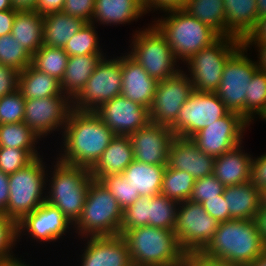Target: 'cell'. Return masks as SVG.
<instances>
[{"instance_id":"obj_1","label":"cell","mask_w":266,"mask_h":266,"mask_svg":"<svg viewBox=\"0 0 266 266\" xmlns=\"http://www.w3.org/2000/svg\"><path fill=\"white\" fill-rule=\"evenodd\" d=\"M60 161L91 169L115 137L94 111L72 110L61 134Z\"/></svg>"},{"instance_id":"obj_2","label":"cell","mask_w":266,"mask_h":266,"mask_svg":"<svg viewBox=\"0 0 266 266\" xmlns=\"http://www.w3.org/2000/svg\"><path fill=\"white\" fill-rule=\"evenodd\" d=\"M265 249L255 220L232 219L218 223L213 238L201 253L238 266H247Z\"/></svg>"},{"instance_id":"obj_3","label":"cell","mask_w":266,"mask_h":266,"mask_svg":"<svg viewBox=\"0 0 266 266\" xmlns=\"http://www.w3.org/2000/svg\"><path fill=\"white\" fill-rule=\"evenodd\" d=\"M54 158L55 161L47 171L45 201L59 208L75 225L82 214L93 178L89 169L64 163L55 156Z\"/></svg>"},{"instance_id":"obj_4","label":"cell","mask_w":266,"mask_h":266,"mask_svg":"<svg viewBox=\"0 0 266 266\" xmlns=\"http://www.w3.org/2000/svg\"><path fill=\"white\" fill-rule=\"evenodd\" d=\"M133 266H184L186 253L175 232L151 226L120 230Z\"/></svg>"},{"instance_id":"obj_5","label":"cell","mask_w":266,"mask_h":266,"mask_svg":"<svg viewBox=\"0 0 266 266\" xmlns=\"http://www.w3.org/2000/svg\"><path fill=\"white\" fill-rule=\"evenodd\" d=\"M162 13L150 22L165 36L182 66L198 51L211 46L220 38L213 29L183 9Z\"/></svg>"},{"instance_id":"obj_6","label":"cell","mask_w":266,"mask_h":266,"mask_svg":"<svg viewBox=\"0 0 266 266\" xmlns=\"http://www.w3.org/2000/svg\"><path fill=\"white\" fill-rule=\"evenodd\" d=\"M123 210L116 198L96 179H92L82 214L74 225L76 239L120 235Z\"/></svg>"},{"instance_id":"obj_7","label":"cell","mask_w":266,"mask_h":266,"mask_svg":"<svg viewBox=\"0 0 266 266\" xmlns=\"http://www.w3.org/2000/svg\"><path fill=\"white\" fill-rule=\"evenodd\" d=\"M133 30L128 40L130 45L126 52L139 63L144 70L158 81L175 76L183 68L168 45L167 39L151 22L143 28Z\"/></svg>"},{"instance_id":"obj_8","label":"cell","mask_w":266,"mask_h":266,"mask_svg":"<svg viewBox=\"0 0 266 266\" xmlns=\"http://www.w3.org/2000/svg\"><path fill=\"white\" fill-rule=\"evenodd\" d=\"M44 160L46 159L42 154L9 175V201L3 213L15 223L45 202L47 171L50 164Z\"/></svg>"},{"instance_id":"obj_9","label":"cell","mask_w":266,"mask_h":266,"mask_svg":"<svg viewBox=\"0 0 266 266\" xmlns=\"http://www.w3.org/2000/svg\"><path fill=\"white\" fill-rule=\"evenodd\" d=\"M242 46L233 37H220L211 46L201 49L183 65L194 91L215 92L221 82L226 61ZM188 71V72H187Z\"/></svg>"},{"instance_id":"obj_10","label":"cell","mask_w":266,"mask_h":266,"mask_svg":"<svg viewBox=\"0 0 266 266\" xmlns=\"http://www.w3.org/2000/svg\"><path fill=\"white\" fill-rule=\"evenodd\" d=\"M243 45L226 61L221 82L215 93L230 112L246 119V92L254 73L259 69ZM249 54V56H248Z\"/></svg>"},{"instance_id":"obj_11","label":"cell","mask_w":266,"mask_h":266,"mask_svg":"<svg viewBox=\"0 0 266 266\" xmlns=\"http://www.w3.org/2000/svg\"><path fill=\"white\" fill-rule=\"evenodd\" d=\"M116 57L107 54L101 58L83 90L73 100L74 110L95 112L103 103L121 95V55Z\"/></svg>"},{"instance_id":"obj_12","label":"cell","mask_w":266,"mask_h":266,"mask_svg":"<svg viewBox=\"0 0 266 266\" xmlns=\"http://www.w3.org/2000/svg\"><path fill=\"white\" fill-rule=\"evenodd\" d=\"M229 112L215 92L193 91L180 109L177 120L169 128L175 137L190 139Z\"/></svg>"},{"instance_id":"obj_13","label":"cell","mask_w":266,"mask_h":266,"mask_svg":"<svg viewBox=\"0 0 266 266\" xmlns=\"http://www.w3.org/2000/svg\"><path fill=\"white\" fill-rule=\"evenodd\" d=\"M218 223L201 203L188 200L179 202L174 232L186 254L201 252L213 238Z\"/></svg>"},{"instance_id":"obj_14","label":"cell","mask_w":266,"mask_h":266,"mask_svg":"<svg viewBox=\"0 0 266 266\" xmlns=\"http://www.w3.org/2000/svg\"><path fill=\"white\" fill-rule=\"evenodd\" d=\"M16 229L17 243H20L22 236L26 235V239L31 238L34 244L36 242L45 246L48 243L51 245V242L57 243L59 240H63L67 234L71 233L70 235L73 236L72 233H74L72 231L74 225L62 211L46 201L17 222Z\"/></svg>"},{"instance_id":"obj_15","label":"cell","mask_w":266,"mask_h":266,"mask_svg":"<svg viewBox=\"0 0 266 266\" xmlns=\"http://www.w3.org/2000/svg\"><path fill=\"white\" fill-rule=\"evenodd\" d=\"M73 110V101L63 93L59 96L25 100L23 122L42 140L59 131L64 126ZM55 131V132H54Z\"/></svg>"},{"instance_id":"obj_16","label":"cell","mask_w":266,"mask_h":266,"mask_svg":"<svg viewBox=\"0 0 266 266\" xmlns=\"http://www.w3.org/2000/svg\"><path fill=\"white\" fill-rule=\"evenodd\" d=\"M250 125L240 114L229 112L190 139L202 152L217 157L243 143Z\"/></svg>"},{"instance_id":"obj_17","label":"cell","mask_w":266,"mask_h":266,"mask_svg":"<svg viewBox=\"0 0 266 266\" xmlns=\"http://www.w3.org/2000/svg\"><path fill=\"white\" fill-rule=\"evenodd\" d=\"M184 70L158 82L149 108L151 122L170 127L177 120L180 109L194 91Z\"/></svg>"},{"instance_id":"obj_18","label":"cell","mask_w":266,"mask_h":266,"mask_svg":"<svg viewBox=\"0 0 266 266\" xmlns=\"http://www.w3.org/2000/svg\"><path fill=\"white\" fill-rule=\"evenodd\" d=\"M95 113L115 136H130L151 122L148 108L123 95L103 103Z\"/></svg>"},{"instance_id":"obj_19","label":"cell","mask_w":266,"mask_h":266,"mask_svg":"<svg viewBox=\"0 0 266 266\" xmlns=\"http://www.w3.org/2000/svg\"><path fill=\"white\" fill-rule=\"evenodd\" d=\"M134 160L152 164L167 165V157L174 132L168 127L149 122L130 136Z\"/></svg>"},{"instance_id":"obj_20","label":"cell","mask_w":266,"mask_h":266,"mask_svg":"<svg viewBox=\"0 0 266 266\" xmlns=\"http://www.w3.org/2000/svg\"><path fill=\"white\" fill-rule=\"evenodd\" d=\"M77 266H133L126 241L121 235L86 237ZM83 240V242H82ZM81 262V263H80Z\"/></svg>"},{"instance_id":"obj_21","label":"cell","mask_w":266,"mask_h":266,"mask_svg":"<svg viewBox=\"0 0 266 266\" xmlns=\"http://www.w3.org/2000/svg\"><path fill=\"white\" fill-rule=\"evenodd\" d=\"M215 157L202 152L191 139L175 137L169 148L168 168L185 171L195 180L213 174Z\"/></svg>"},{"instance_id":"obj_22","label":"cell","mask_w":266,"mask_h":266,"mask_svg":"<svg viewBox=\"0 0 266 266\" xmlns=\"http://www.w3.org/2000/svg\"><path fill=\"white\" fill-rule=\"evenodd\" d=\"M121 54V95L149 109L159 81L151 77L126 52Z\"/></svg>"},{"instance_id":"obj_23","label":"cell","mask_w":266,"mask_h":266,"mask_svg":"<svg viewBox=\"0 0 266 266\" xmlns=\"http://www.w3.org/2000/svg\"><path fill=\"white\" fill-rule=\"evenodd\" d=\"M241 143L232 150L215 157L213 175L224 185H238L251 180L253 154Z\"/></svg>"},{"instance_id":"obj_24","label":"cell","mask_w":266,"mask_h":266,"mask_svg":"<svg viewBox=\"0 0 266 266\" xmlns=\"http://www.w3.org/2000/svg\"><path fill=\"white\" fill-rule=\"evenodd\" d=\"M147 13L142 0H95L92 24L126 25L137 22Z\"/></svg>"},{"instance_id":"obj_25","label":"cell","mask_w":266,"mask_h":266,"mask_svg":"<svg viewBox=\"0 0 266 266\" xmlns=\"http://www.w3.org/2000/svg\"><path fill=\"white\" fill-rule=\"evenodd\" d=\"M133 160L134 153L129 136H115L90 169V174L96 180L110 174H122Z\"/></svg>"},{"instance_id":"obj_26","label":"cell","mask_w":266,"mask_h":266,"mask_svg":"<svg viewBox=\"0 0 266 266\" xmlns=\"http://www.w3.org/2000/svg\"><path fill=\"white\" fill-rule=\"evenodd\" d=\"M223 196L229 216L238 220H255L261 206V191L251 181L225 186Z\"/></svg>"},{"instance_id":"obj_27","label":"cell","mask_w":266,"mask_h":266,"mask_svg":"<svg viewBox=\"0 0 266 266\" xmlns=\"http://www.w3.org/2000/svg\"><path fill=\"white\" fill-rule=\"evenodd\" d=\"M107 54H87L68 57L64 75L60 81L61 91L72 101L83 90L102 57Z\"/></svg>"},{"instance_id":"obj_28","label":"cell","mask_w":266,"mask_h":266,"mask_svg":"<svg viewBox=\"0 0 266 266\" xmlns=\"http://www.w3.org/2000/svg\"><path fill=\"white\" fill-rule=\"evenodd\" d=\"M223 1L226 12L227 37L243 41L256 24V0Z\"/></svg>"},{"instance_id":"obj_29","label":"cell","mask_w":266,"mask_h":266,"mask_svg":"<svg viewBox=\"0 0 266 266\" xmlns=\"http://www.w3.org/2000/svg\"><path fill=\"white\" fill-rule=\"evenodd\" d=\"M44 18L34 10H17L11 34L33 55L43 45Z\"/></svg>"},{"instance_id":"obj_30","label":"cell","mask_w":266,"mask_h":266,"mask_svg":"<svg viewBox=\"0 0 266 266\" xmlns=\"http://www.w3.org/2000/svg\"><path fill=\"white\" fill-rule=\"evenodd\" d=\"M166 166L133 160L122 175L140 196L152 197L160 194Z\"/></svg>"},{"instance_id":"obj_31","label":"cell","mask_w":266,"mask_h":266,"mask_svg":"<svg viewBox=\"0 0 266 266\" xmlns=\"http://www.w3.org/2000/svg\"><path fill=\"white\" fill-rule=\"evenodd\" d=\"M43 45L64 48L67 42L87 23L84 20L57 12L43 16Z\"/></svg>"},{"instance_id":"obj_32","label":"cell","mask_w":266,"mask_h":266,"mask_svg":"<svg viewBox=\"0 0 266 266\" xmlns=\"http://www.w3.org/2000/svg\"><path fill=\"white\" fill-rule=\"evenodd\" d=\"M18 90L25 100L62 94L58 79L38 71L31 64L20 71Z\"/></svg>"},{"instance_id":"obj_33","label":"cell","mask_w":266,"mask_h":266,"mask_svg":"<svg viewBox=\"0 0 266 266\" xmlns=\"http://www.w3.org/2000/svg\"><path fill=\"white\" fill-rule=\"evenodd\" d=\"M183 10L209 26L220 37H227L223 0H187Z\"/></svg>"},{"instance_id":"obj_34","label":"cell","mask_w":266,"mask_h":266,"mask_svg":"<svg viewBox=\"0 0 266 266\" xmlns=\"http://www.w3.org/2000/svg\"><path fill=\"white\" fill-rule=\"evenodd\" d=\"M266 120V72L257 70L249 82L246 92V120Z\"/></svg>"},{"instance_id":"obj_35","label":"cell","mask_w":266,"mask_h":266,"mask_svg":"<svg viewBox=\"0 0 266 266\" xmlns=\"http://www.w3.org/2000/svg\"><path fill=\"white\" fill-rule=\"evenodd\" d=\"M179 202L158 194L148 201V226L175 230Z\"/></svg>"},{"instance_id":"obj_36","label":"cell","mask_w":266,"mask_h":266,"mask_svg":"<svg viewBox=\"0 0 266 266\" xmlns=\"http://www.w3.org/2000/svg\"><path fill=\"white\" fill-rule=\"evenodd\" d=\"M40 141L42 139L24 122L0 125V147L41 149Z\"/></svg>"},{"instance_id":"obj_37","label":"cell","mask_w":266,"mask_h":266,"mask_svg":"<svg viewBox=\"0 0 266 266\" xmlns=\"http://www.w3.org/2000/svg\"><path fill=\"white\" fill-rule=\"evenodd\" d=\"M68 57L64 48L42 45L32 55L31 65L38 71L47 73L61 81L66 69Z\"/></svg>"},{"instance_id":"obj_38","label":"cell","mask_w":266,"mask_h":266,"mask_svg":"<svg viewBox=\"0 0 266 266\" xmlns=\"http://www.w3.org/2000/svg\"><path fill=\"white\" fill-rule=\"evenodd\" d=\"M194 184L195 179L189 173L166 167L160 194L177 202L188 201Z\"/></svg>"},{"instance_id":"obj_39","label":"cell","mask_w":266,"mask_h":266,"mask_svg":"<svg viewBox=\"0 0 266 266\" xmlns=\"http://www.w3.org/2000/svg\"><path fill=\"white\" fill-rule=\"evenodd\" d=\"M96 25L86 23L65 45L64 51L71 56H82L87 54H106L100 46V37ZM105 52V53H104Z\"/></svg>"},{"instance_id":"obj_40","label":"cell","mask_w":266,"mask_h":266,"mask_svg":"<svg viewBox=\"0 0 266 266\" xmlns=\"http://www.w3.org/2000/svg\"><path fill=\"white\" fill-rule=\"evenodd\" d=\"M32 62V55L12 34L0 36V64L23 71Z\"/></svg>"},{"instance_id":"obj_41","label":"cell","mask_w":266,"mask_h":266,"mask_svg":"<svg viewBox=\"0 0 266 266\" xmlns=\"http://www.w3.org/2000/svg\"><path fill=\"white\" fill-rule=\"evenodd\" d=\"M40 149H17L0 147V170L12 174L31 163L40 155Z\"/></svg>"},{"instance_id":"obj_42","label":"cell","mask_w":266,"mask_h":266,"mask_svg":"<svg viewBox=\"0 0 266 266\" xmlns=\"http://www.w3.org/2000/svg\"><path fill=\"white\" fill-rule=\"evenodd\" d=\"M99 181L116 198L122 210L132 205L140 197L138 192H135L134 188L122 174L106 175Z\"/></svg>"},{"instance_id":"obj_43","label":"cell","mask_w":266,"mask_h":266,"mask_svg":"<svg viewBox=\"0 0 266 266\" xmlns=\"http://www.w3.org/2000/svg\"><path fill=\"white\" fill-rule=\"evenodd\" d=\"M25 99L19 90L0 98V125L23 122Z\"/></svg>"},{"instance_id":"obj_44","label":"cell","mask_w":266,"mask_h":266,"mask_svg":"<svg viewBox=\"0 0 266 266\" xmlns=\"http://www.w3.org/2000/svg\"><path fill=\"white\" fill-rule=\"evenodd\" d=\"M151 196H140L132 205L123 210L120 230L148 226V201Z\"/></svg>"},{"instance_id":"obj_45","label":"cell","mask_w":266,"mask_h":266,"mask_svg":"<svg viewBox=\"0 0 266 266\" xmlns=\"http://www.w3.org/2000/svg\"><path fill=\"white\" fill-rule=\"evenodd\" d=\"M16 246V223L4 213H0V261L15 256Z\"/></svg>"},{"instance_id":"obj_46","label":"cell","mask_w":266,"mask_h":266,"mask_svg":"<svg viewBox=\"0 0 266 266\" xmlns=\"http://www.w3.org/2000/svg\"><path fill=\"white\" fill-rule=\"evenodd\" d=\"M225 186L213 175L195 180L190 201L202 203L223 194Z\"/></svg>"},{"instance_id":"obj_47","label":"cell","mask_w":266,"mask_h":266,"mask_svg":"<svg viewBox=\"0 0 266 266\" xmlns=\"http://www.w3.org/2000/svg\"><path fill=\"white\" fill-rule=\"evenodd\" d=\"M94 7L95 0H65L61 12L91 23Z\"/></svg>"},{"instance_id":"obj_48","label":"cell","mask_w":266,"mask_h":266,"mask_svg":"<svg viewBox=\"0 0 266 266\" xmlns=\"http://www.w3.org/2000/svg\"><path fill=\"white\" fill-rule=\"evenodd\" d=\"M20 72L0 64V98L18 90Z\"/></svg>"},{"instance_id":"obj_49","label":"cell","mask_w":266,"mask_h":266,"mask_svg":"<svg viewBox=\"0 0 266 266\" xmlns=\"http://www.w3.org/2000/svg\"><path fill=\"white\" fill-rule=\"evenodd\" d=\"M201 204L202 207L206 210V212L219 223L231 220L223 194L218 195L217 198H212L203 201Z\"/></svg>"},{"instance_id":"obj_50","label":"cell","mask_w":266,"mask_h":266,"mask_svg":"<svg viewBox=\"0 0 266 266\" xmlns=\"http://www.w3.org/2000/svg\"><path fill=\"white\" fill-rule=\"evenodd\" d=\"M264 153V154H263ZM253 157L251 162V183L260 191L266 187V152Z\"/></svg>"},{"instance_id":"obj_51","label":"cell","mask_w":266,"mask_h":266,"mask_svg":"<svg viewBox=\"0 0 266 266\" xmlns=\"http://www.w3.org/2000/svg\"><path fill=\"white\" fill-rule=\"evenodd\" d=\"M143 6L146 13H154L159 11L161 12L175 10V9H183L185 7L187 0H142Z\"/></svg>"},{"instance_id":"obj_52","label":"cell","mask_w":266,"mask_h":266,"mask_svg":"<svg viewBox=\"0 0 266 266\" xmlns=\"http://www.w3.org/2000/svg\"><path fill=\"white\" fill-rule=\"evenodd\" d=\"M184 266H238L222 259H216L201 252L186 255Z\"/></svg>"},{"instance_id":"obj_53","label":"cell","mask_w":266,"mask_h":266,"mask_svg":"<svg viewBox=\"0 0 266 266\" xmlns=\"http://www.w3.org/2000/svg\"><path fill=\"white\" fill-rule=\"evenodd\" d=\"M266 42V16L258 17L253 30L247 35L242 43Z\"/></svg>"},{"instance_id":"obj_54","label":"cell","mask_w":266,"mask_h":266,"mask_svg":"<svg viewBox=\"0 0 266 266\" xmlns=\"http://www.w3.org/2000/svg\"><path fill=\"white\" fill-rule=\"evenodd\" d=\"M65 0H38L34 11L38 12L42 16L61 12Z\"/></svg>"},{"instance_id":"obj_55","label":"cell","mask_w":266,"mask_h":266,"mask_svg":"<svg viewBox=\"0 0 266 266\" xmlns=\"http://www.w3.org/2000/svg\"><path fill=\"white\" fill-rule=\"evenodd\" d=\"M16 16V9L0 11V36L10 34Z\"/></svg>"},{"instance_id":"obj_56","label":"cell","mask_w":266,"mask_h":266,"mask_svg":"<svg viewBox=\"0 0 266 266\" xmlns=\"http://www.w3.org/2000/svg\"><path fill=\"white\" fill-rule=\"evenodd\" d=\"M242 45L247 48L249 51L253 48L255 50L256 48V52H258L257 55V67L259 68V70H262L264 72H266V42L263 43H242ZM253 47V48H252Z\"/></svg>"},{"instance_id":"obj_57","label":"cell","mask_w":266,"mask_h":266,"mask_svg":"<svg viewBox=\"0 0 266 266\" xmlns=\"http://www.w3.org/2000/svg\"><path fill=\"white\" fill-rule=\"evenodd\" d=\"M9 175L0 170V213H3L9 201Z\"/></svg>"},{"instance_id":"obj_58","label":"cell","mask_w":266,"mask_h":266,"mask_svg":"<svg viewBox=\"0 0 266 266\" xmlns=\"http://www.w3.org/2000/svg\"><path fill=\"white\" fill-rule=\"evenodd\" d=\"M263 243L266 245V205H261L255 219Z\"/></svg>"},{"instance_id":"obj_59","label":"cell","mask_w":266,"mask_h":266,"mask_svg":"<svg viewBox=\"0 0 266 266\" xmlns=\"http://www.w3.org/2000/svg\"><path fill=\"white\" fill-rule=\"evenodd\" d=\"M12 6L17 10H34L38 0H11Z\"/></svg>"},{"instance_id":"obj_60","label":"cell","mask_w":266,"mask_h":266,"mask_svg":"<svg viewBox=\"0 0 266 266\" xmlns=\"http://www.w3.org/2000/svg\"><path fill=\"white\" fill-rule=\"evenodd\" d=\"M21 257L23 256L21 255L19 258L17 254L16 256L2 260L0 261V266H33V265H30L29 263L27 264V262L24 261L27 259L22 260Z\"/></svg>"},{"instance_id":"obj_61","label":"cell","mask_w":266,"mask_h":266,"mask_svg":"<svg viewBox=\"0 0 266 266\" xmlns=\"http://www.w3.org/2000/svg\"><path fill=\"white\" fill-rule=\"evenodd\" d=\"M247 266H266V249L260 257Z\"/></svg>"},{"instance_id":"obj_62","label":"cell","mask_w":266,"mask_h":266,"mask_svg":"<svg viewBox=\"0 0 266 266\" xmlns=\"http://www.w3.org/2000/svg\"><path fill=\"white\" fill-rule=\"evenodd\" d=\"M14 9L11 0H0V11Z\"/></svg>"},{"instance_id":"obj_63","label":"cell","mask_w":266,"mask_h":266,"mask_svg":"<svg viewBox=\"0 0 266 266\" xmlns=\"http://www.w3.org/2000/svg\"><path fill=\"white\" fill-rule=\"evenodd\" d=\"M261 205H266V187L261 190Z\"/></svg>"}]
</instances>
